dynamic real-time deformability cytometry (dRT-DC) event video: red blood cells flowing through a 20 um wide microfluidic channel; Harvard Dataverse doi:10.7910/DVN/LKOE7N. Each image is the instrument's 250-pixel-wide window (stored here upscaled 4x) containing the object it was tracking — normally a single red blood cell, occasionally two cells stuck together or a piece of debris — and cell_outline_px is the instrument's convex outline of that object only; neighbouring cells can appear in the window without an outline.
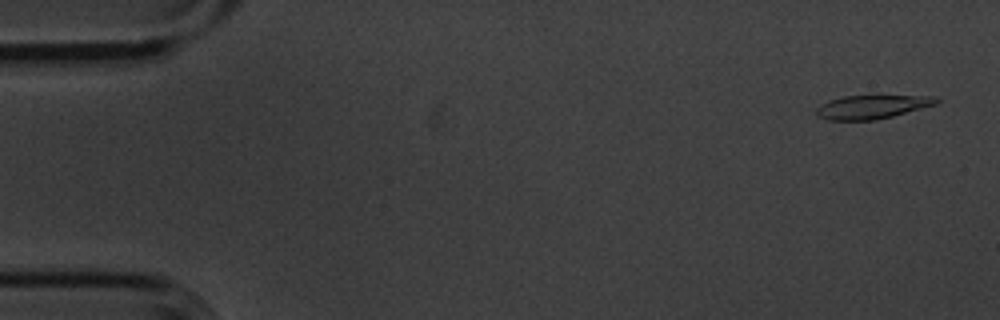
{"species": "common noctule bat (a hibernating species)", "species_latin": "Nyctalus noctula", "temperature_condition": "cold", "stored_images_in_passage": 55, "camera_frame_rate_fps": 3000, "um_per_image_px": 0.085, "animal": {"sex": "male", "body_mass_g": 20.1, "forearm_length_mm": 53.5}, "frame": {"image": 1, "passage_image": 2, "time_ms": 0.333, "image_size_px": [1000, 320], "cell_outline_px": [[940, 100], [936, 104], [892, 116], [876, 120], [828, 120], [816, 116], [816, 108], [820, 104], [828, 100], [844, 96], [932, 96]], "centroid_in_image_um": [74.05, 9.09], "position_along_channel_um": 10.9, "area_um2": 16.42}}
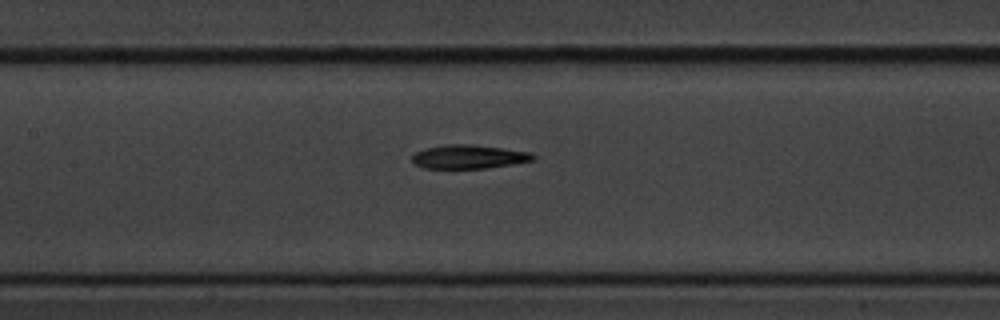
{"frame": {"image": 2, "passage_image": 25, "time_ms": 8.0, "image_size_px": [1000, 320], "cell_outline_px": [[536, 160], [512, 164], [484, 168], [424, 168], [416, 164], [412, 160], [412, 156], [416, 152], [428, 148], [448, 144], [472, 144], [504, 148], [532, 152], [536, 156]], "centroid_in_image_um": [39.92, 13.32], "position_along_channel_um": 167.5, "area_um2": 16.7}}
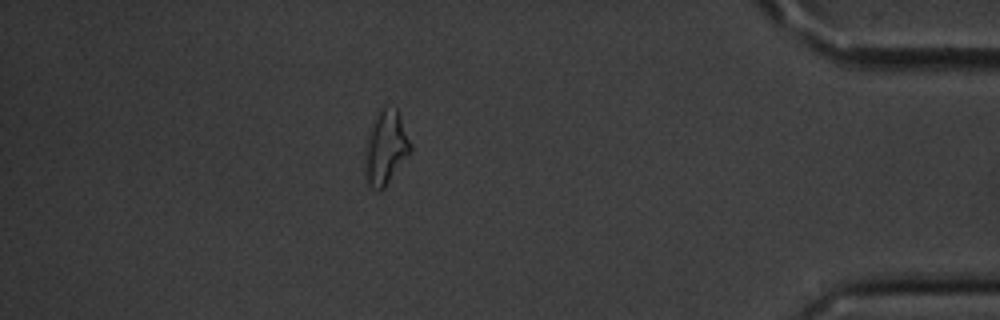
{"frame": {"image": 3, "passage_image": 48, "time_ms": 15.667, "image_size_px": [1000, 320], "cell_outline_px": [[412, 152], [384, 188], [380, 192], [368, 188], [364, 180], [364, 144], [376, 108], [380, 104], [396, 108], [400, 116], [412, 144]], "centroid_in_image_um": [32.73, 12.55], "position_along_channel_um": 402.5, "area_um2": 20.92}, "authors_computed_cell_mechanics": {"area_um2": 17.3978, "velocity_mm_per_s": 3.6063, "shape_relaxation_time_tau1_ms": 3.5511, "shape_relaxation_time_tau2_ms": null, "deformation_change_tau1": 0.1094, "deformation_change_tau2": null}}